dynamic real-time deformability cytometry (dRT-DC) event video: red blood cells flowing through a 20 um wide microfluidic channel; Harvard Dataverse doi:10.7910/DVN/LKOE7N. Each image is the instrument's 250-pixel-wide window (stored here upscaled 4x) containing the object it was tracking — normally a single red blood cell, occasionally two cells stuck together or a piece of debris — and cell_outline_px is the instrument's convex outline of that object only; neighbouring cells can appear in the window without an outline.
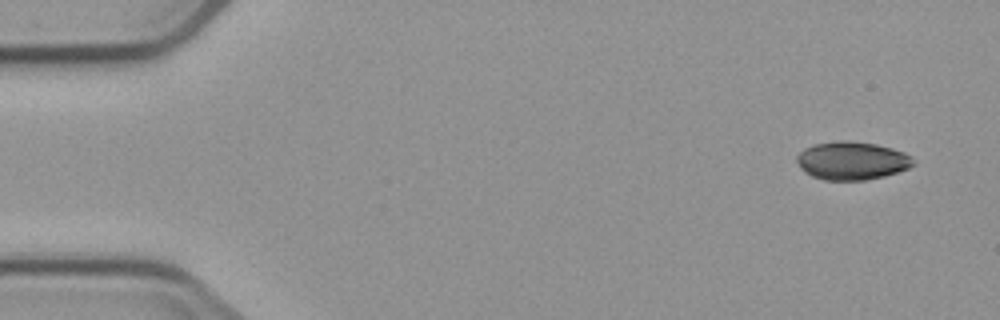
{"species": "common noctule bat (a hibernating species)", "species_latin": "Nyctalus noctula", "temperature_condition": "cold", "stored_images_in_passage": 4, "camera_frame_rate_fps": 3000, "um_per_image_px": 0.085, "animal": {"sex": "male", "body_mass_g": 23.1, "forearm_length_mm": 52.7}, "frame": {"image": 1, "passage_image": 1, "time_ms": 0.0, "image_size_px": [1000, 320], "cell_outline_px": [[916, 164], [908, 168], [884, 176], [864, 180], [824, 180], [812, 176], [804, 172], [800, 168], [796, 160], [796, 156], [804, 148], [816, 144], [840, 140], [848, 140], [876, 144], [892, 148], [904, 152], [912, 156]], "centroid_in_image_um": [72.41, 13.65], "position_along_channel_um": 12.6, "area_um2": 26.01}}